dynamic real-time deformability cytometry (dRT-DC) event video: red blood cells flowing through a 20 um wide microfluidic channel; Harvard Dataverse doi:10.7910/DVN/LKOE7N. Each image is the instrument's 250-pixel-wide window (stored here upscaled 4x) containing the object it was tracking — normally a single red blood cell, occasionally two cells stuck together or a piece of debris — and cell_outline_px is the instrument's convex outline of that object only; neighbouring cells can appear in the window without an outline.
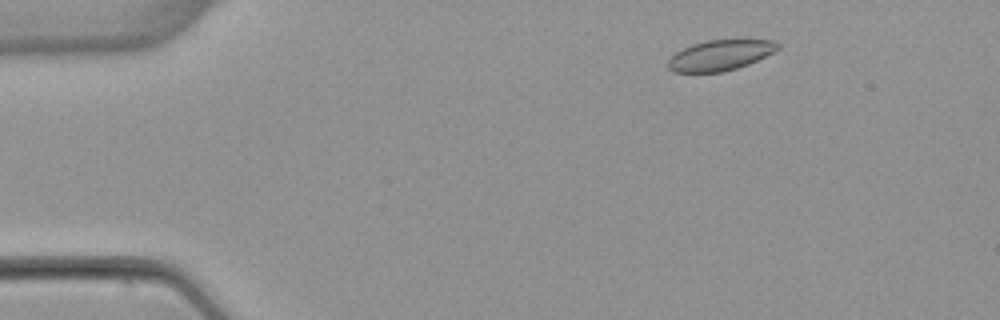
{"species": "common noctule bat (a hibernating species)", "species_latin": "Nyctalus noctula", "temperature_condition": "warm", "stored_images_in_passage": 50, "camera_frame_rate_fps": 3000, "um_per_image_px": 0.085, "animal": {"sex": "female", "body_mass_g": 22.7, "forearm_length_mm": 54.2}, "frame": {"image": 1, "passage_image": 5, "time_ms": 1.333, "image_size_px": [1000, 320], "cell_outline_px": [[780, 48], [748, 64], [724, 72], [672, 72], [668, 68], [668, 60], [676, 52], [692, 44], [708, 40], [776, 40], [780, 44]], "centroid_in_image_um": [61.2, 4.69], "position_along_channel_um": 23.8, "area_um2": 19.31}}
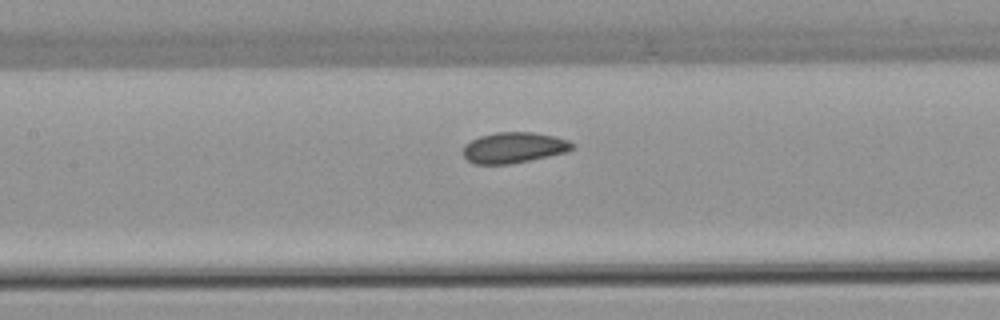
{"frame": {"image": 2, "passage_image": 22, "time_ms": 7.0, "image_size_px": [1000, 320], "cell_outline_px": [[576, 148], [568, 152], [512, 164], [476, 164], [468, 160], [464, 156], [464, 144], [480, 136], [496, 132], [532, 132], [552, 136], [568, 140], [576, 144]], "centroid_in_image_um": [43.72, 12.55], "position_along_channel_um": 163.7, "area_um2": 19.65}}
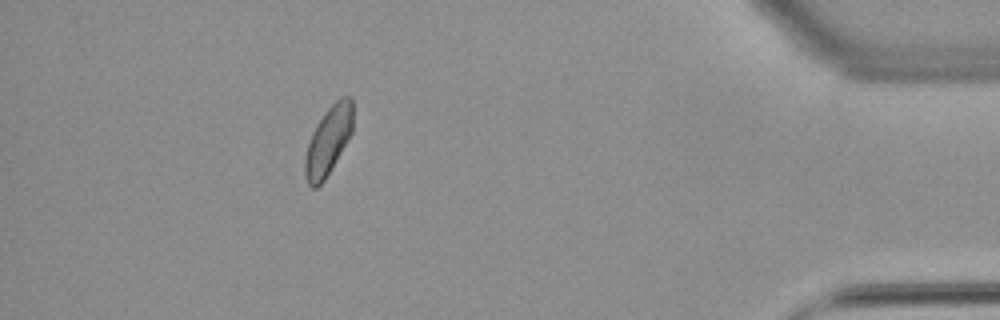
{"frame": {"image": 3, "passage_image": 45, "time_ms": 14.667, "image_size_px": [1000, 320], "cell_outline_px": [[352, 132], [324, 180], [316, 188], [312, 188], [308, 184], [304, 176], [304, 160], [308, 144], [312, 132], [316, 124], [328, 108], [336, 100], [344, 96], [352, 96]], "centroid_in_image_um": [27.88, 11.96], "position_along_channel_um": 407.3, "area_um2": 18.84}, "authors_computed_cell_mechanics": {"area_um2": 19.652, "velocity_mm_per_s": 3.853, "shape_relaxation_time_tau1_ms": 9.8618, "shape_relaxation_time_tau2_ms": 1.6874, "deformation_change_tau1": 0.1044, "deformation_change_tau2": 0.0613}}